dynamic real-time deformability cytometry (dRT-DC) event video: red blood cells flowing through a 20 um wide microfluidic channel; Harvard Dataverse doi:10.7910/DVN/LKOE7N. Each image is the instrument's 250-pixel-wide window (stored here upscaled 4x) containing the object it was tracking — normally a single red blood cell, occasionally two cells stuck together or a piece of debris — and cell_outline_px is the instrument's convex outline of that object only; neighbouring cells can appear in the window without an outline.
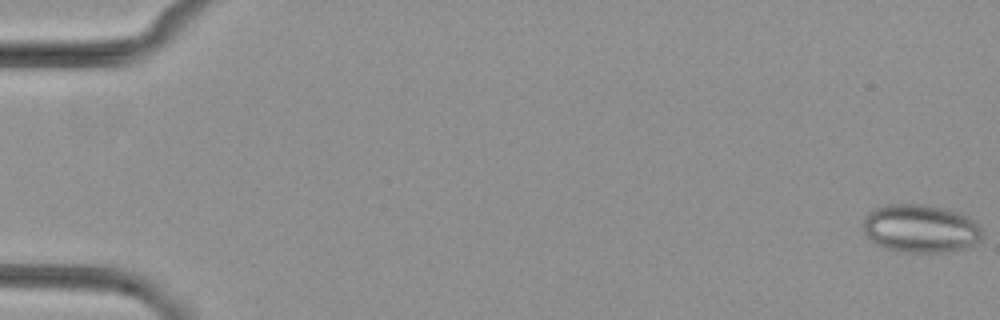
{"species": "common noctule bat (a hibernating species)", "species_latin": "Nyctalus noctula", "temperature_condition": "cold", "stored_images_in_passage": 54, "camera_frame_rate_fps": 3000, "um_per_image_px": 0.085, "animal": {"sex": "female", "body_mass_g": 29.2, "forearm_length_mm": 56.3}, "frame": {"image": 1, "passage_image": 1, "time_ms": 0.0, "image_size_px": [1000, 320], "cell_outline_px": [[980, 240], [968, 248], [948, 252], [896, 252], [884, 248], [876, 244], [864, 232], [864, 216], [868, 212], [884, 204], [924, 204], [948, 208], [960, 212], [976, 220], [980, 224]], "centroid_in_image_um": [78.26, 19.42], "position_along_channel_um": 6.7, "area_um2": 33.99}}
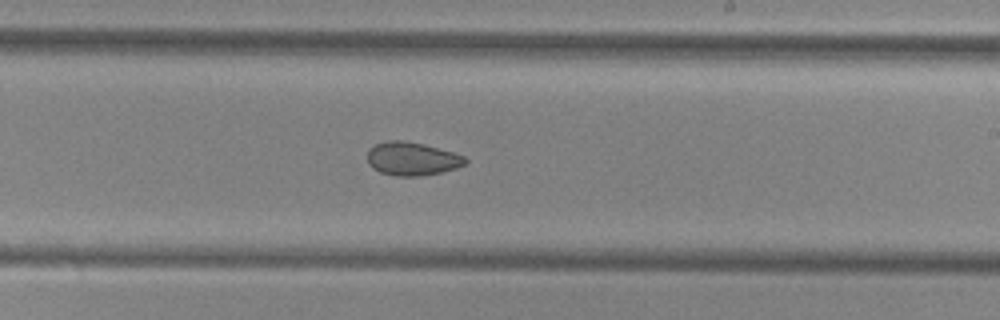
{"frame": {"image": 2, "passage_image": 33, "time_ms": 10.667, "image_size_px": [1000, 320], "cell_outline_px": [[468, 160], [464, 164], [456, 168], [440, 172], [420, 176], [396, 176], [380, 172], [372, 168], [368, 164], [368, 148], [384, 140], [400, 140], [424, 144], [452, 152], [464, 156]], "centroid_in_image_um": [34.98, 13.49], "position_along_channel_um": 254.0, "area_um2": 19.02}}
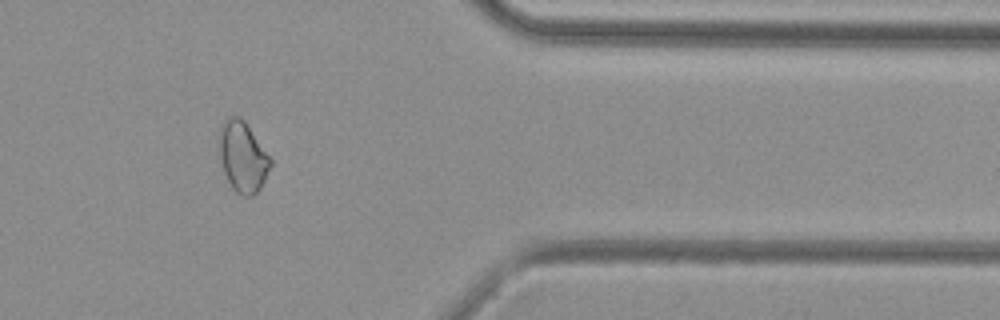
{"frame": {"image": 3, "passage_image": 45, "time_ms": 14.667, "image_size_px": [1000, 320], "cell_outline_px": [[272, 164], [260, 188], [252, 196], [244, 196], [236, 192], [232, 188], [224, 172], [220, 156], [220, 132], [224, 120], [228, 116], [240, 116], [244, 120], [272, 160]], "centroid_in_image_um": [20.64, 13.33], "position_along_channel_um": 390.8, "area_um2": 20.69}}